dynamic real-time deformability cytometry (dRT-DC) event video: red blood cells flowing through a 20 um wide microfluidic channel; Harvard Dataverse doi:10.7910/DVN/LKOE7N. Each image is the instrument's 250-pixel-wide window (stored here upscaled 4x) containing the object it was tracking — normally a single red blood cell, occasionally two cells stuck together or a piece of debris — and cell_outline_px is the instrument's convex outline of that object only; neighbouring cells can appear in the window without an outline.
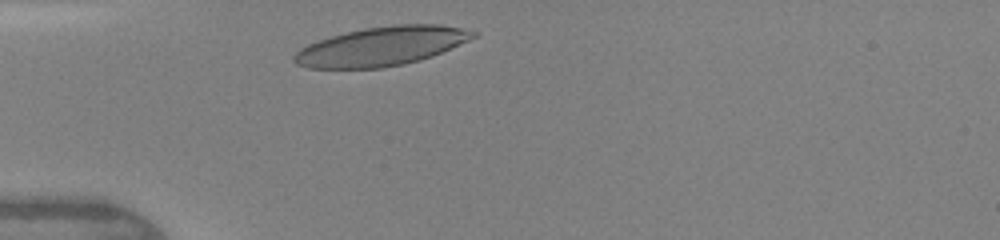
{"species": "human", "species_latin": "Homo sapiens", "temperature_condition": "warm", "stored_images_in_passage": 27, "camera_frame_rate_fps": 3000, "um_per_image_px": 0.085, "donor": {"sex": "female"}, "frame": {"image": 1, "passage_image": 2, "time_ms": 0.333, "image_size_px": [1000, 240], "cell_outline_px": [[480, 32], [476, 36], [468, 40], [432, 56], [420, 60], [404, 64], [380, 68], [308, 68], [296, 64], [292, 60], [292, 56], [300, 48], [308, 44], [332, 36], [364, 28], [392, 24], [440, 24]], "centroid_in_image_um": [32.42, 3.93], "position_along_channel_um": 52.6, "area_um2": 40.52}}
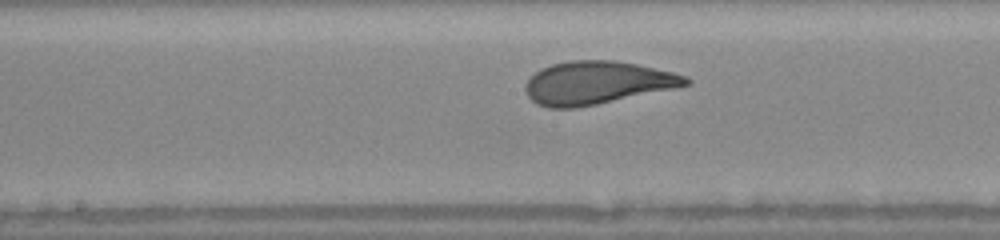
{"frame": {"image": 2, "passage_image": 13, "time_ms": 4.0, "image_size_px": [1000, 240], "cell_outline_px": [[692, 84], [596, 104], [576, 108], [548, 108], [536, 104], [528, 96], [524, 88], [524, 84], [540, 68], [552, 64], [568, 60], [616, 60], [636, 64], [672, 72], [688, 76], [692, 80]], "centroid_in_image_um": [50.72, 7.03], "position_along_channel_um": 197.5, "area_um2": 40.06}}
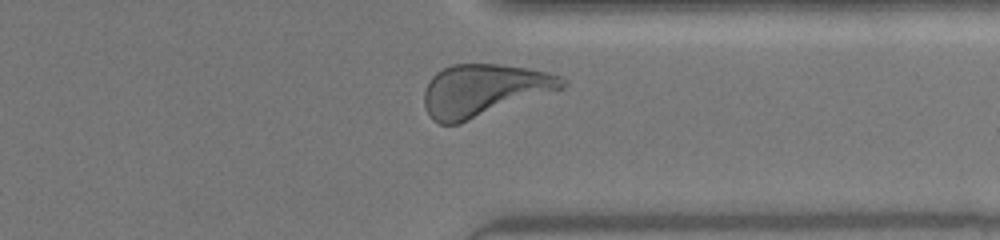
{"frame": {"image": 3, "passage_image": 24, "time_ms": 8.0, "image_size_px": [1000, 240], "cell_outline_px": [[568, 84], [564, 88], [460, 124], [440, 124], [432, 120], [424, 104], [424, 92], [432, 76], [436, 72], [452, 64], [500, 64], [528, 68], [548, 72], [560, 76], [568, 80]], "centroid_in_image_um": [41.15, 7.67], "position_along_channel_um": 370.3, "area_um2": 42.14}, "authors_computed_cell_mechanics": {"area_um2": 40.0554, "velocity_mm_per_s": 4.3297, "shape_relaxation_time_tau1_ms": 3.095, "shape_relaxation_time_tau2_ms": null, "deformation_change_tau1": 0.1776, "deformation_change_tau2": null}}